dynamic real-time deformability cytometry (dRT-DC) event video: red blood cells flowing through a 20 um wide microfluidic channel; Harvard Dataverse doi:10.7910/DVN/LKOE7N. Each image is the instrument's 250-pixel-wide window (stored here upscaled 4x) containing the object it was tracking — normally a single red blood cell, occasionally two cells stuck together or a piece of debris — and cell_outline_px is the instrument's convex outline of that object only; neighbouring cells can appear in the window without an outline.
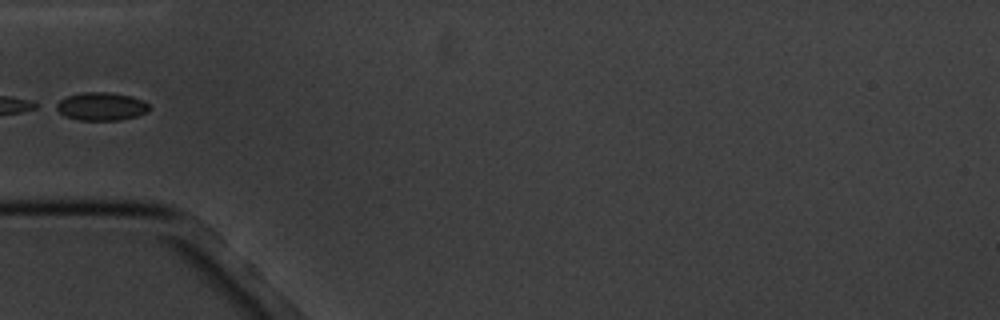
{"species": "common noctule bat (a hibernating species)", "species_latin": "Nyctalus noctula", "temperature_condition": "cold", "stored_images_in_passage": 8, "camera_frame_rate_fps": 3000, "um_per_image_px": 0.085, "animal": {"sex": "male", "body_mass_g": 20.1, "forearm_length_mm": 53.5}, "frame": {"image": 1, "passage_image": 5, "time_ms": 5.667, "image_size_px": [1000, 320], "cell_outline_px": [[152, 108], [148, 112], [136, 116], [120, 120], [76, 120], [64, 116], [52, 108], [52, 104], [68, 96], [84, 92], [108, 92], [132, 96], [144, 100]], "centroid_in_image_um": [8.58, 9.05], "position_along_channel_um": 76.4, "area_um2": 15.61}}
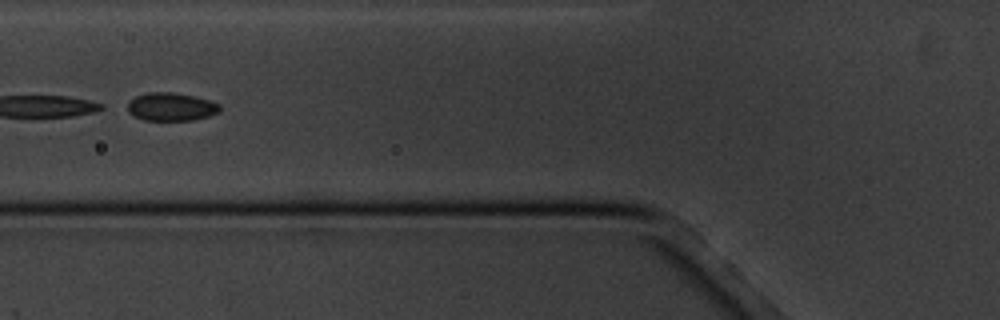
{"frame": {"image": 2, "passage_image": 6, "time_ms": 6.667, "image_size_px": [1000, 320], "cell_outline_px": [[220, 112], [208, 116], [192, 120], [144, 120], [128, 112], [128, 100], [136, 96], [148, 92], [172, 92], [192, 96], [208, 100], [220, 104]], "centroid_in_image_um": [14.53, 9.07], "position_along_channel_um": 111.3, "area_um2": 15.03}}
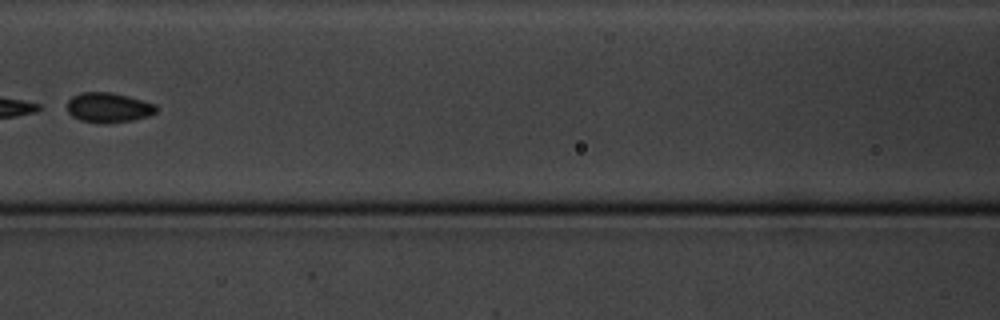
{"frame": {"image": 3, "passage_image": 7, "time_ms": 8.0, "image_size_px": [1000, 320], "cell_outline_px": [[156, 112], [148, 116], [132, 120], [80, 120], [72, 116], [68, 112], [68, 100], [72, 96], [80, 92], [112, 92], [128, 96], [156, 104]], "centroid_in_image_um": [9.22, 9.08], "position_along_channel_um": 157.4, "area_um2": 14.8}}